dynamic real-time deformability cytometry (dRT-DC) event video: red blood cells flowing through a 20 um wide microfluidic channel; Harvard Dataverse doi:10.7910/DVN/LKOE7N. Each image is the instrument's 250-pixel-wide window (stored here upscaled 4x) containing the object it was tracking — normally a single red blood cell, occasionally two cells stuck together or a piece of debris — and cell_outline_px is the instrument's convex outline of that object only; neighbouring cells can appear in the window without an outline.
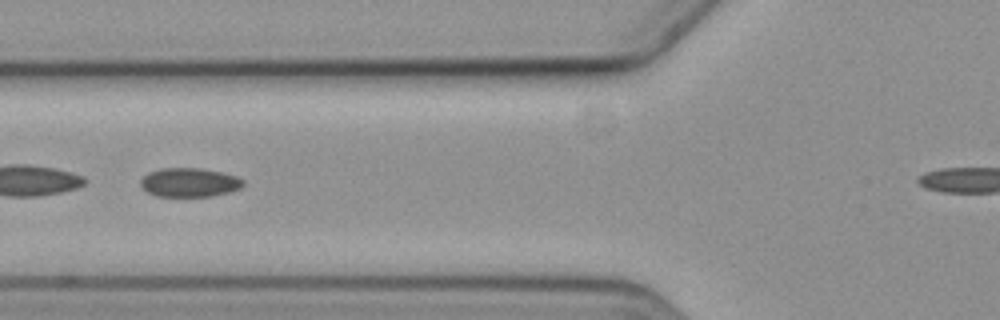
{"species": "common noctule bat (a hibernating species)", "species_latin": "Nyctalus noctula", "temperature_condition": "cold", "stored_images_in_passage": 41, "camera_frame_rate_fps": 3000, "um_per_image_px": 0.085, "animal": {"sex": "female", "body_mass_g": 19.3, "forearm_length_mm": 54.1}, "frame": {"image": 1, "passage_image": 12, "time_ms": 3.667, "image_size_px": [1000, 320], "cell_outline_px": [[244, 184], [240, 188], [228, 192], [212, 196], [156, 196], [148, 192], [140, 184], [140, 180], [148, 172], [160, 168], [200, 168], [220, 172], [236, 176], [244, 180]], "centroid_in_image_um": [16.09, 15.5], "position_along_channel_um": 109.7, "area_um2": 17.22}, "authors_computed_cell_mechanics": {"area_um2": 17.6868, "velocity_mm_per_s": 3.5896, "shape_relaxation_time_tau1_ms": 4.6813, "shape_relaxation_time_tau2_ms": null, "deformation_change_tau1": 0.0686, "deformation_change_tau2": null}}